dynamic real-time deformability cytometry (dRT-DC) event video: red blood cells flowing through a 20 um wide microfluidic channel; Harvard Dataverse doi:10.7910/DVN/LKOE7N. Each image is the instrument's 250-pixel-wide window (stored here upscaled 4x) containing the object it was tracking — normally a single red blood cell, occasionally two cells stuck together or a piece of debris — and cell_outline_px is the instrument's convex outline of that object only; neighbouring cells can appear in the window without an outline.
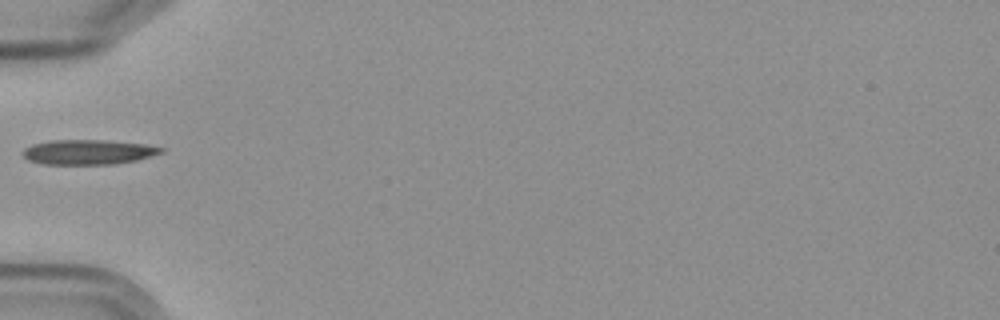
{"species": "Egyptian fruit bat (a non-hibernating species)", "species_latin": "Rousettus aegyptiacus", "temperature_condition": "cold", "stored_images_in_passage": 2, "camera_frame_rate_fps": 3000, "um_per_image_px": 0.085, "frame": {"image": 1, "passage_image": 1, "time_ms": 0.0, "image_size_px": [1000, 320], "cell_outline_px": [[164, 152], [136, 160], [116, 164], [44, 164], [28, 160], [20, 152], [24, 148], [32, 144], [52, 140], [104, 140], [144, 144], [164, 148]], "centroid_in_image_um": [7.47, 12.92], "position_along_channel_um": 77.5, "area_um2": 20.0}}
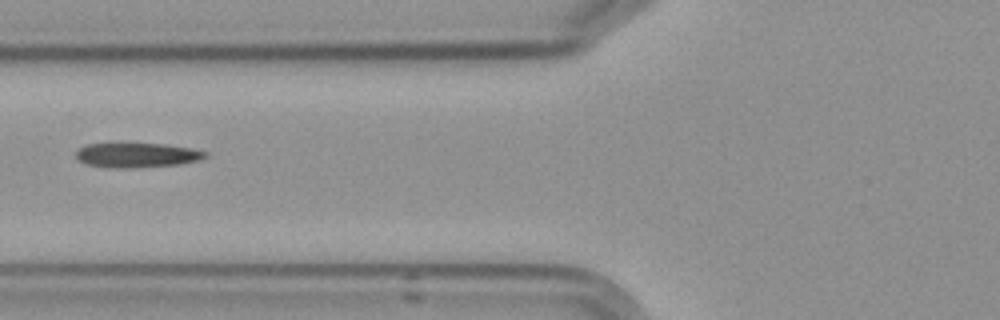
{"frame": {"image": 2, "passage_image": 2, "time_ms": 1.0, "image_size_px": [1000, 320], "cell_outline_px": [[208, 156], [200, 160], [180, 164], [136, 168], [108, 168], [88, 164], [80, 160], [76, 156], [76, 152], [80, 148], [88, 144], [164, 144], [192, 148], [208, 152]], "centroid_in_image_um": [11.7, 13.2], "position_along_channel_um": 114.1, "area_um2": 18.5}}